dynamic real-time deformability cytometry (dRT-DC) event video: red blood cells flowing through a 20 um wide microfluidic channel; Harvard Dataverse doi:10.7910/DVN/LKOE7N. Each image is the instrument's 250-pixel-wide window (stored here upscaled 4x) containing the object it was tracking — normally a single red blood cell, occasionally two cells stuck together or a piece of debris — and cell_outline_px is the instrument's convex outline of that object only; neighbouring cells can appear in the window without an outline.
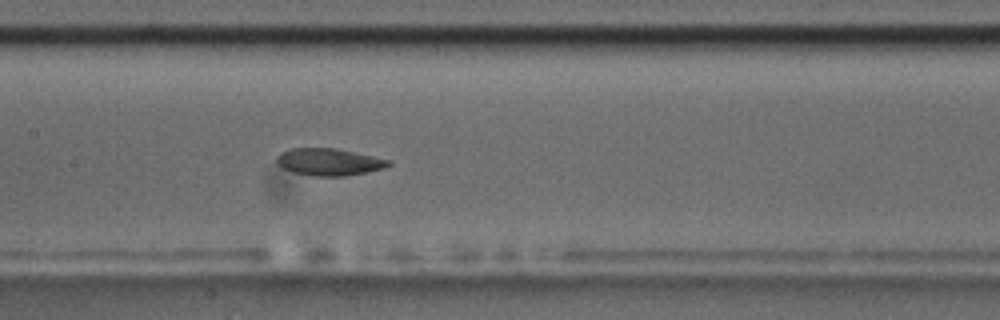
{"species": "common noctule bat (a hibernating species)", "species_latin": "Nyctalus noctula", "temperature_condition": "room temperature", "stored_images_in_passage": 7, "camera_frame_rate_fps": 3000, "um_per_image_px": 0.085, "animal": {"sex": "male", "body_mass_g": 17.5, "forearm_length_mm": 52.3}, "frame": {"image": 1, "passage_image": 7, "time_ms": 6.667, "image_size_px": [1000, 320], "cell_outline_px": [[392, 164], [384, 168], [368, 172], [344, 176], [312, 176], [292, 172], [276, 164], [276, 156], [280, 152], [288, 148], [336, 148], [392, 160]], "centroid_in_image_um": [27.95, 13.76], "position_along_channel_um": 179.4, "area_um2": 17.92}}